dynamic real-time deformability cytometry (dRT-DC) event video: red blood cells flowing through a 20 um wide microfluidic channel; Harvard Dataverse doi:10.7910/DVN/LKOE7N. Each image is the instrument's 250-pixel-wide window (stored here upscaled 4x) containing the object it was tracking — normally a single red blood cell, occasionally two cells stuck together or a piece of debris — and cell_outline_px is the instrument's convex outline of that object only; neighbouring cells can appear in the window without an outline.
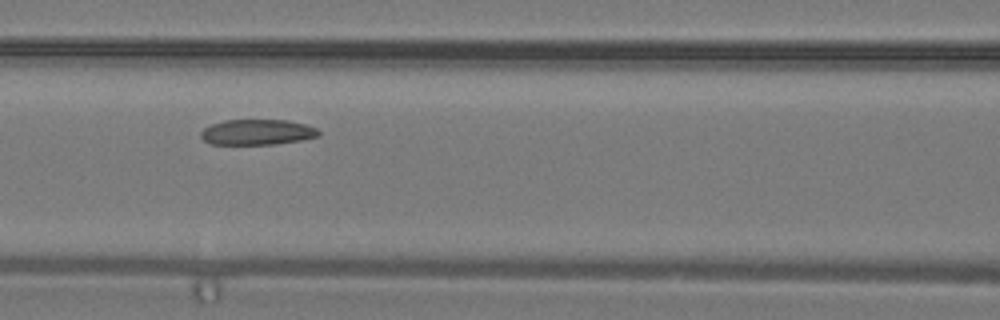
{"species": "common noctule bat (a hibernating species)", "species_latin": "Nyctalus noctula", "temperature_condition": "warm", "stored_images_in_passage": 6, "camera_frame_rate_fps": 3000, "um_per_image_px": 0.085, "animal": {"sex": "male", "body_mass_g": 19.2, "forearm_length_mm": 51.8}, "frame": {"image": 1, "passage_image": 6, "time_ms": 1.667, "image_size_px": [1000, 320], "cell_outline_px": [[320, 136], [300, 140], [276, 144], [212, 144], [204, 140], [200, 136], [200, 132], [204, 128], [212, 124], [224, 120], [288, 120], [304, 124], [316, 128], [320, 132]], "centroid_in_image_um": [21.86, 11.23], "position_along_channel_um": 144.7, "area_um2": 17.46}}